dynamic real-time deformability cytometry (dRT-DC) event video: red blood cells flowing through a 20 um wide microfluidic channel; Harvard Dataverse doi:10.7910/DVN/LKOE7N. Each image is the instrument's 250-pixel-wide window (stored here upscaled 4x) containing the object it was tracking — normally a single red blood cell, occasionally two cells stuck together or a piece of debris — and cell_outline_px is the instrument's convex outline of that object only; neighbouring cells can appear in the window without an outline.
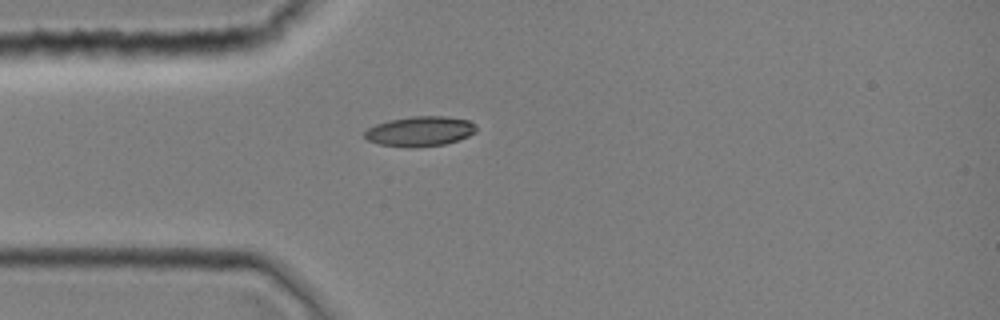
{"species": "common noctule bat (a hibernating species)", "species_latin": "Nyctalus noctula", "temperature_condition": "room temperature", "stored_images_in_passage": 1, "camera_frame_rate_fps": 3000, "um_per_image_px": 0.085, "animal": {"sex": "female", "body_mass_g": 19.0, "forearm_length_mm": 51.5}, "frame": {"image": 1, "passage_image": 1, "time_ms": 0.0, "image_size_px": [1000, 320], "cell_outline_px": [[476, 132], [468, 136], [444, 144], [416, 148], [412, 148], [380, 144], [368, 140], [364, 136], [364, 132], [368, 128], [376, 124], [388, 120], [412, 116], [444, 116], [468, 120], [476, 124]], "centroid_in_image_um": [35.69, 11.16], "position_along_channel_um": 49.3, "area_um2": 19.48}}